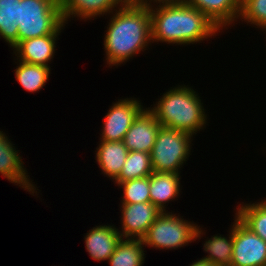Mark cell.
I'll use <instances>...</instances> for the list:
<instances>
[{
  "label": "cell",
  "mask_w": 266,
  "mask_h": 266,
  "mask_svg": "<svg viewBox=\"0 0 266 266\" xmlns=\"http://www.w3.org/2000/svg\"><path fill=\"white\" fill-rule=\"evenodd\" d=\"M142 239L122 238L107 262L110 266H143L146 251Z\"/></svg>",
  "instance_id": "ac0fdd59"
},
{
  "label": "cell",
  "mask_w": 266,
  "mask_h": 266,
  "mask_svg": "<svg viewBox=\"0 0 266 266\" xmlns=\"http://www.w3.org/2000/svg\"><path fill=\"white\" fill-rule=\"evenodd\" d=\"M18 42L60 34L66 26L59 0H21L18 3Z\"/></svg>",
  "instance_id": "277c9868"
},
{
  "label": "cell",
  "mask_w": 266,
  "mask_h": 266,
  "mask_svg": "<svg viewBox=\"0 0 266 266\" xmlns=\"http://www.w3.org/2000/svg\"><path fill=\"white\" fill-rule=\"evenodd\" d=\"M13 145L15 144H12L7 135L0 131V174L10 183L19 185L33 196H37V190L39 189H36L37 187L33 184L35 182L29 179L30 176L27 169L23 166L24 162L20 152Z\"/></svg>",
  "instance_id": "30bf717a"
},
{
  "label": "cell",
  "mask_w": 266,
  "mask_h": 266,
  "mask_svg": "<svg viewBox=\"0 0 266 266\" xmlns=\"http://www.w3.org/2000/svg\"><path fill=\"white\" fill-rule=\"evenodd\" d=\"M21 0H0V38L10 48L18 43V3Z\"/></svg>",
  "instance_id": "7402d4cb"
},
{
  "label": "cell",
  "mask_w": 266,
  "mask_h": 266,
  "mask_svg": "<svg viewBox=\"0 0 266 266\" xmlns=\"http://www.w3.org/2000/svg\"><path fill=\"white\" fill-rule=\"evenodd\" d=\"M137 4L151 7L158 4H169V3H180L184 2V0H134ZM153 3V4H152Z\"/></svg>",
  "instance_id": "484cf974"
},
{
  "label": "cell",
  "mask_w": 266,
  "mask_h": 266,
  "mask_svg": "<svg viewBox=\"0 0 266 266\" xmlns=\"http://www.w3.org/2000/svg\"><path fill=\"white\" fill-rule=\"evenodd\" d=\"M95 160L102 174L114 181L120 174L129 151L124 141L100 140Z\"/></svg>",
  "instance_id": "e0dca14e"
},
{
  "label": "cell",
  "mask_w": 266,
  "mask_h": 266,
  "mask_svg": "<svg viewBox=\"0 0 266 266\" xmlns=\"http://www.w3.org/2000/svg\"><path fill=\"white\" fill-rule=\"evenodd\" d=\"M61 15L65 24L77 17L84 21L109 15L127 0H59ZM116 8V9H115Z\"/></svg>",
  "instance_id": "4fadbf2b"
},
{
  "label": "cell",
  "mask_w": 266,
  "mask_h": 266,
  "mask_svg": "<svg viewBox=\"0 0 266 266\" xmlns=\"http://www.w3.org/2000/svg\"><path fill=\"white\" fill-rule=\"evenodd\" d=\"M161 126L154 115L145 107L126 132L123 141L127 150L150 153Z\"/></svg>",
  "instance_id": "8fae6325"
},
{
  "label": "cell",
  "mask_w": 266,
  "mask_h": 266,
  "mask_svg": "<svg viewBox=\"0 0 266 266\" xmlns=\"http://www.w3.org/2000/svg\"><path fill=\"white\" fill-rule=\"evenodd\" d=\"M18 66H16L15 77L18 83L28 92H38L41 90L49 79L51 68L21 62L17 60Z\"/></svg>",
  "instance_id": "44dd1931"
},
{
  "label": "cell",
  "mask_w": 266,
  "mask_h": 266,
  "mask_svg": "<svg viewBox=\"0 0 266 266\" xmlns=\"http://www.w3.org/2000/svg\"><path fill=\"white\" fill-rule=\"evenodd\" d=\"M229 236L213 235L207 238L203 244V251L208 255L202 259L209 261L215 266H231L232 252H233V225L230 226ZM223 236V237H222Z\"/></svg>",
  "instance_id": "ffe728a7"
},
{
  "label": "cell",
  "mask_w": 266,
  "mask_h": 266,
  "mask_svg": "<svg viewBox=\"0 0 266 266\" xmlns=\"http://www.w3.org/2000/svg\"><path fill=\"white\" fill-rule=\"evenodd\" d=\"M114 183L123 188L121 203L150 202V176Z\"/></svg>",
  "instance_id": "cb8c5ba5"
},
{
  "label": "cell",
  "mask_w": 266,
  "mask_h": 266,
  "mask_svg": "<svg viewBox=\"0 0 266 266\" xmlns=\"http://www.w3.org/2000/svg\"><path fill=\"white\" fill-rule=\"evenodd\" d=\"M153 173L150 153L129 151L119 176L114 182H125L150 176Z\"/></svg>",
  "instance_id": "603a6c76"
},
{
  "label": "cell",
  "mask_w": 266,
  "mask_h": 266,
  "mask_svg": "<svg viewBox=\"0 0 266 266\" xmlns=\"http://www.w3.org/2000/svg\"><path fill=\"white\" fill-rule=\"evenodd\" d=\"M181 176L172 172H153L150 175V202L165 212L169 201L179 198Z\"/></svg>",
  "instance_id": "2e32d148"
},
{
  "label": "cell",
  "mask_w": 266,
  "mask_h": 266,
  "mask_svg": "<svg viewBox=\"0 0 266 266\" xmlns=\"http://www.w3.org/2000/svg\"><path fill=\"white\" fill-rule=\"evenodd\" d=\"M194 222L172 212H161L142 238L144 246L160 250L179 249L201 239L205 233Z\"/></svg>",
  "instance_id": "5b68a950"
},
{
  "label": "cell",
  "mask_w": 266,
  "mask_h": 266,
  "mask_svg": "<svg viewBox=\"0 0 266 266\" xmlns=\"http://www.w3.org/2000/svg\"><path fill=\"white\" fill-rule=\"evenodd\" d=\"M193 137L187 132L161 126L150 152L153 172L180 174L191 155Z\"/></svg>",
  "instance_id": "8992f818"
},
{
  "label": "cell",
  "mask_w": 266,
  "mask_h": 266,
  "mask_svg": "<svg viewBox=\"0 0 266 266\" xmlns=\"http://www.w3.org/2000/svg\"><path fill=\"white\" fill-rule=\"evenodd\" d=\"M242 203L237 206L235 216L266 242V198L255 203Z\"/></svg>",
  "instance_id": "d6986e66"
},
{
  "label": "cell",
  "mask_w": 266,
  "mask_h": 266,
  "mask_svg": "<svg viewBox=\"0 0 266 266\" xmlns=\"http://www.w3.org/2000/svg\"><path fill=\"white\" fill-rule=\"evenodd\" d=\"M110 15L103 45L106 63L112 68L145 51L152 40L149 7L127 0Z\"/></svg>",
  "instance_id": "6da1fadb"
},
{
  "label": "cell",
  "mask_w": 266,
  "mask_h": 266,
  "mask_svg": "<svg viewBox=\"0 0 266 266\" xmlns=\"http://www.w3.org/2000/svg\"><path fill=\"white\" fill-rule=\"evenodd\" d=\"M200 98L192 86L178 84L147 109L163 127L196 135L208 123V114Z\"/></svg>",
  "instance_id": "3957f363"
},
{
  "label": "cell",
  "mask_w": 266,
  "mask_h": 266,
  "mask_svg": "<svg viewBox=\"0 0 266 266\" xmlns=\"http://www.w3.org/2000/svg\"><path fill=\"white\" fill-rule=\"evenodd\" d=\"M121 238L142 239L162 212L151 202L121 203Z\"/></svg>",
  "instance_id": "9c48e42d"
},
{
  "label": "cell",
  "mask_w": 266,
  "mask_h": 266,
  "mask_svg": "<svg viewBox=\"0 0 266 266\" xmlns=\"http://www.w3.org/2000/svg\"><path fill=\"white\" fill-rule=\"evenodd\" d=\"M238 19L250 23L262 31L266 28V0H240Z\"/></svg>",
  "instance_id": "d4e9b609"
},
{
  "label": "cell",
  "mask_w": 266,
  "mask_h": 266,
  "mask_svg": "<svg viewBox=\"0 0 266 266\" xmlns=\"http://www.w3.org/2000/svg\"><path fill=\"white\" fill-rule=\"evenodd\" d=\"M86 251L96 261H107L122 239L119 229L114 225H98L84 236Z\"/></svg>",
  "instance_id": "5bb4252c"
},
{
  "label": "cell",
  "mask_w": 266,
  "mask_h": 266,
  "mask_svg": "<svg viewBox=\"0 0 266 266\" xmlns=\"http://www.w3.org/2000/svg\"><path fill=\"white\" fill-rule=\"evenodd\" d=\"M156 7H149L152 43L186 46L202 43L221 31L205 14L185 2L159 4Z\"/></svg>",
  "instance_id": "7a4b0ae2"
},
{
  "label": "cell",
  "mask_w": 266,
  "mask_h": 266,
  "mask_svg": "<svg viewBox=\"0 0 266 266\" xmlns=\"http://www.w3.org/2000/svg\"><path fill=\"white\" fill-rule=\"evenodd\" d=\"M141 104L132 97L114 102L104 117L99 140L123 141L134 120L145 109Z\"/></svg>",
  "instance_id": "ba28073f"
},
{
  "label": "cell",
  "mask_w": 266,
  "mask_h": 266,
  "mask_svg": "<svg viewBox=\"0 0 266 266\" xmlns=\"http://www.w3.org/2000/svg\"><path fill=\"white\" fill-rule=\"evenodd\" d=\"M205 14L220 30L234 25L240 14V0H184ZM236 20V21H235Z\"/></svg>",
  "instance_id": "9a60e30c"
},
{
  "label": "cell",
  "mask_w": 266,
  "mask_h": 266,
  "mask_svg": "<svg viewBox=\"0 0 266 266\" xmlns=\"http://www.w3.org/2000/svg\"><path fill=\"white\" fill-rule=\"evenodd\" d=\"M234 218L231 266H266V242Z\"/></svg>",
  "instance_id": "52a82bcc"
},
{
  "label": "cell",
  "mask_w": 266,
  "mask_h": 266,
  "mask_svg": "<svg viewBox=\"0 0 266 266\" xmlns=\"http://www.w3.org/2000/svg\"><path fill=\"white\" fill-rule=\"evenodd\" d=\"M60 34H49L41 37L30 38L18 42L12 49L17 57L16 60L21 62L50 67Z\"/></svg>",
  "instance_id": "7c38bea8"
},
{
  "label": "cell",
  "mask_w": 266,
  "mask_h": 266,
  "mask_svg": "<svg viewBox=\"0 0 266 266\" xmlns=\"http://www.w3.org/2000/svg\"><path fill=\"white\" fill-rule=\"evenodd\" d=\"M190 266H215V265L201 258L200 260H197L192 264H190Z\"/></svg>",
  "instance_id": "4316f807"
}]
</instances>
